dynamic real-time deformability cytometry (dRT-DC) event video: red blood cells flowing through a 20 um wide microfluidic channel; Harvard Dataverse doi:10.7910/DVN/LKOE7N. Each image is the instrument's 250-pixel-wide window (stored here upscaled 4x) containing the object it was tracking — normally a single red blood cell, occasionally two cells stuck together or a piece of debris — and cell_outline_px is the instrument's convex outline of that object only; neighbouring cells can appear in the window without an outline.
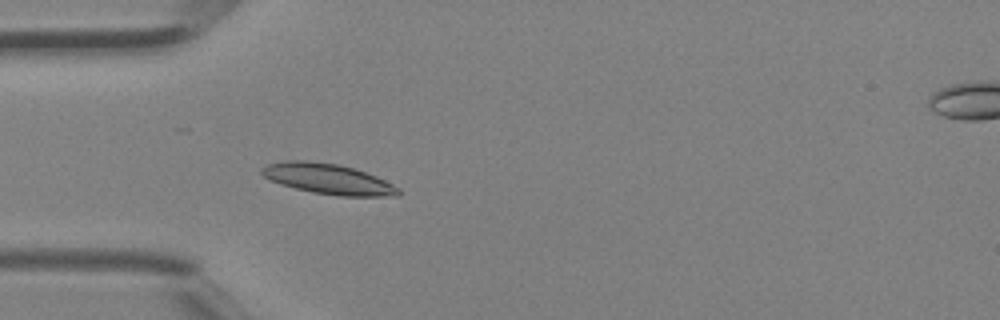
{"species": "Egyptian fruit bat (a non-hibernating species)", "species_latin": "Rousettus aegyptiacus", "temperature_condition": "room temperature", "stored_images_in_passage": 34, "camera_frame_rate_fps": 3000, "um_per_image_px": 0.085, "animal": {"sex": "female"}, "frame": {"image": 1, "passage_image": 5, "time_ms": 1.333, "image_size_px": [1000, 320], "cell_outline_px": [[400, 196], [340, 196], [312, 192], [280, 184], [268, 180], [260, 172], [260, 168], [268, 164], [284, 160], [304, 160], [336, 164], [352, 168], [376, 176], [400, 188]], "centroid_in_image_um": [27.86, 15.21], "position_along_channel_um": 57.1, "area_um2": 24.16}}
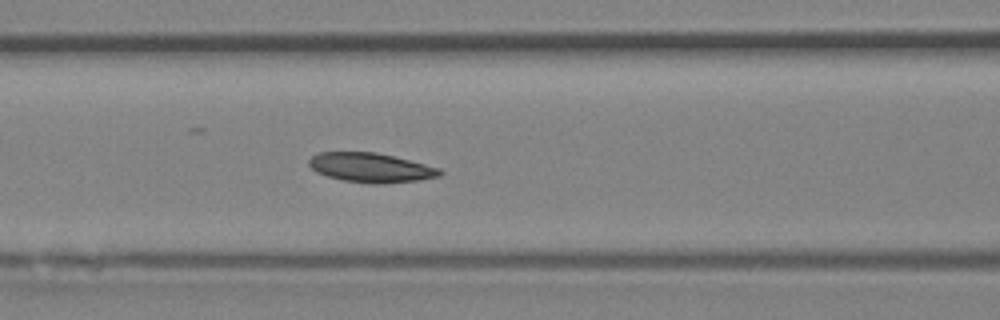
{"frame": {"image": 2, "passage_image": 10, "time_ms": 3.0, "image_size_px": [1000, 320], "cell_outline_px": [[444, 172], [440, 176], [416, 180], [384, 184], [372, 184], [344, 180], [328, 176], [316, 172], [308, 164], [308, 160], [312, 156], [320, 152], [376, 152], [440, 168]], "centroid_in_image_um": [31.51, 14.25], "position_along_channel_um": 135.1, "area_um2": 22.25}}
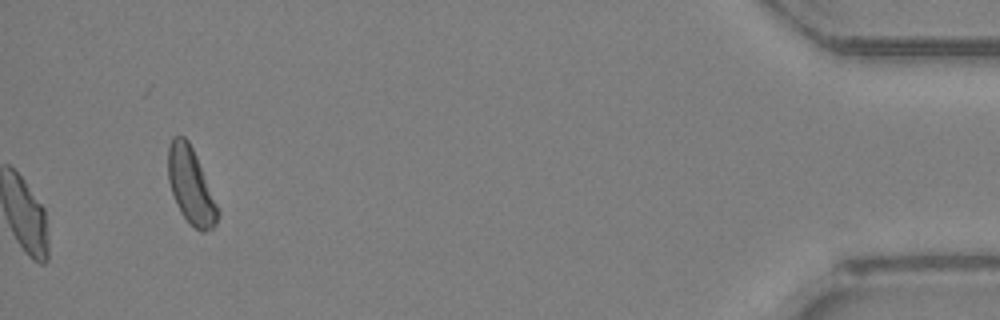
{"frame": {"image": 3, "passage_image": 32, "time_ms": 10.333, "image_size_px": [1000, 320], "cell_outline_px": [[220, 216], [216, 224], [212, 228], [204, 232], [200, 232], [188, 224], [180, 212], [172, 192], [168, 180], [168, 148], [172, 136], [184, 136], [188, 140], [196, 156], [220, 212]], "centroid_in_image_um": [16.22, 15.84], "position_along_channel_um": 419.0, "area_um2": 21.96}}